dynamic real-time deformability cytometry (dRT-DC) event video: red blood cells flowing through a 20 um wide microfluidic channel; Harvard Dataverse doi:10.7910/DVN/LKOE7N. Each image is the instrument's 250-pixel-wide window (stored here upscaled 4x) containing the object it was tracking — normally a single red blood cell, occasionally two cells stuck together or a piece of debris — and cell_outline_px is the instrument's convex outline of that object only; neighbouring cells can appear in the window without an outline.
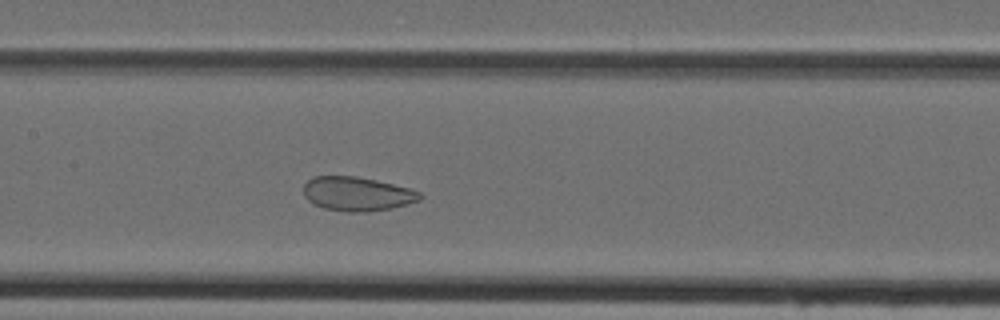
{"species": "Egyptian fruit bat (a non-hibernating species)", "species_latin": "Rousettus aegyptiacus", "temperature_condition": "cold", "stored_images_in_passage": 35, "camera_frame_rate_fps": 3000, "um_per_image_px": 0.085, "animal": {"sex": "female"}, "frame": {"image": 1, "passage_image": 13, "time_ms": 4.0, "image_size_px": [1000, 320], "cell_outline_px": [[424, 196], [420, 200], [392, 208], [368, 212], [348, 212], [324, 208], [312, 204], [304, 196], [304, 184], [312, 176], [356, 176], [376, 180], [408, 188], [420, 192]], "centroid_in_image_um": [30.34, 16.48], "position_along_channel_um": 177.1, "area_um2": 23.18}}
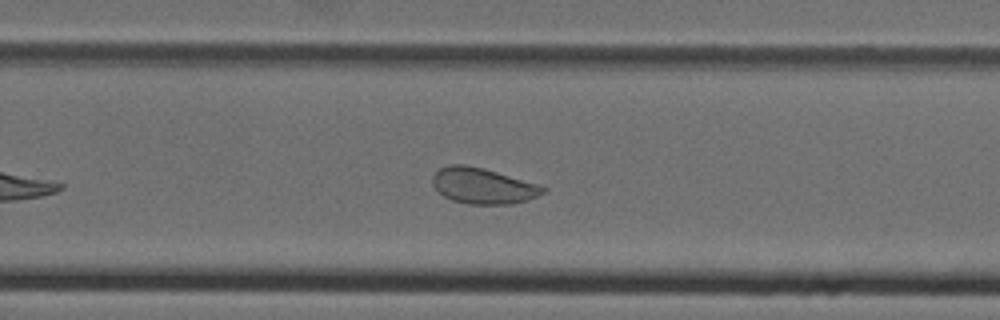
{"frame": {"image": 2, "passage_image": 21, "time_ms": 6.667, "image_size_px": [1000, 320], "cell_outline_px": [[548, 192], [528, 200], [512, 204], [468, 204], [452, 200], [436, 192], [432, 184], [432, 176], [440, 168], [448, 164], [464, 164], [484, 168], [540, 184], [548, 188]], "centroid_in_image_um": [41.08, 15.8], "position_along_channel_um": 288.7, "area_um2": 23.52}}
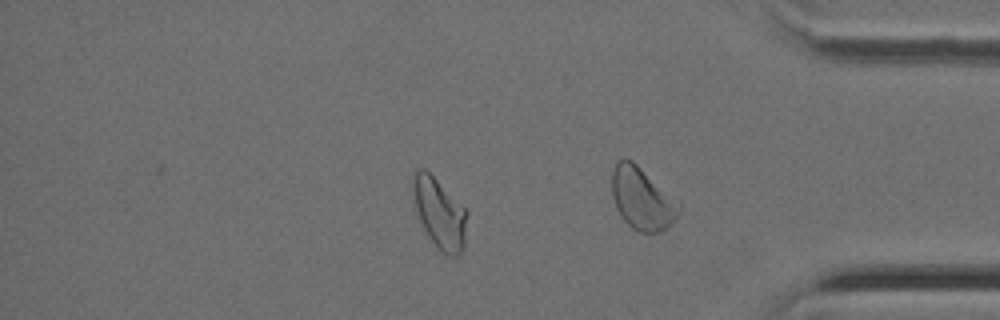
{"frame": {"image": 3, "passage_image": 28, "time_ms": 9.0, "image_size_px": [1000, 320], "cell_outline_px": [[468, 212], [464, 248], [460, 256], [448, 256], [436, 248], [420, 224], [416, 216], [412, 188], [412, 176], [420, 168], [424, 168]], "centroid_in_image_um": [37.34, 18.19], "position_along_channel_um": 397.9, "area_um2": 22.25}}